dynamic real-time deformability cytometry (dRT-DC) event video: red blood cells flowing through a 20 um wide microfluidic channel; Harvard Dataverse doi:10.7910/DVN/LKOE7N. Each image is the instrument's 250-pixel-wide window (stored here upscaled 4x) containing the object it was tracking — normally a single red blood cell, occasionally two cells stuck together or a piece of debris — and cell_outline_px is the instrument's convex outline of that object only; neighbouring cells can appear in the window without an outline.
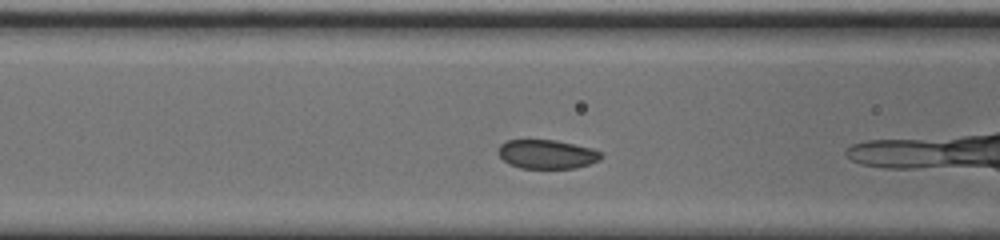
{"species": "common noctule bat (a hibernating species)", "species_latin": "Nyctalus noctula", "temperature_condition": "cold", "stored_images_in_passage": 30, "camera_frame_rate_fps": 3000, "um_per_image_px": 0.085, "animal": {"sex": "male", "body_mass_g": 20.0, "forearm_length_mm": 53.3}, "frame": {"image": 1, "passage_image": 6, "time_ms": 1.667, "image_size_px": [1000, 240], "cell_outline_px": [[604, 156], [600, 160], [576, 168], [520, 168], [508, 164], [496, 152], [500, 144], [508, 140], [556, 140], [592, 148], [604, 152]], "centroid_in_image_um": [46.51, 13.11], "position_along_channel_um": 120.1, "area_um2": 17.57}}
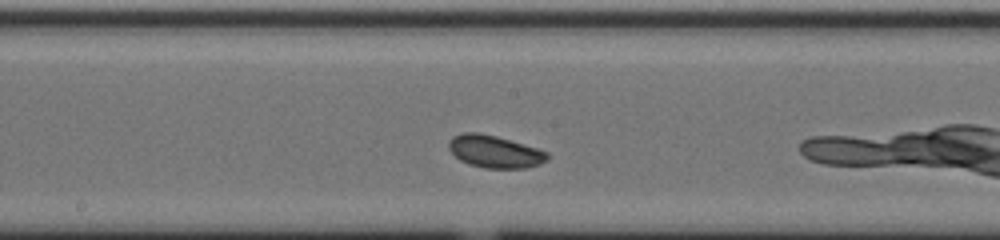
{"frame": {"image": 2, "passage_image": 13, "time_ms": 4.0, "image_size_px": [1000, 240], "cell_outline_px": [[548, 160], [540, 164], [524, 168], [484, 168], [468, 164], [460, 160], [448, 148], [448, 140], [452, 136], [464, 132], [480, 132], [496, 136], [536, 148], [548, 152]], "centroid_in_image_um": [42.02, 12.88], "position_along_channel_um": 206.2, "area_um2": 18.61}}
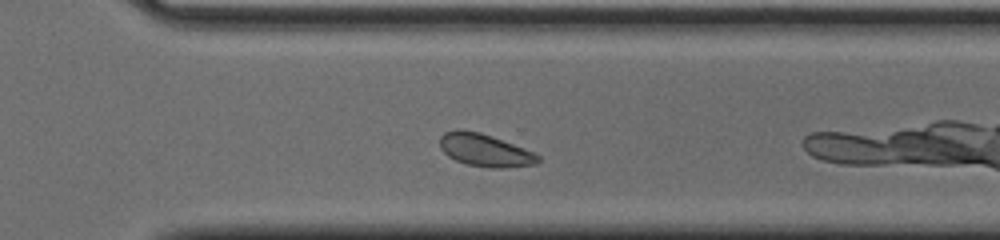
{"frame": {"image": 3, "passage_image": 23, "time_ms": 7.333, "image_size_px": [1000, 240], "cell_outline_px": [[540, 160], [536, 164], [508, 168], [492, 168], [468, 164], [456, 160], [448, 156], [440, 148], [440, 136], [444, 132], [456, 128], [460, 128], [480, 132], [492, 136], [532, 152], [540, 156]], "centroid_in_image_um": [41.18, 12.75], "position_along_channel_um": 329.4, "area_um2": 18.67}, "authors_computed_cell_mechanics": {"area_um2": 18.2937, "velocity_mm_per_s": 3.6887, "shape_relaxation_time_tau1_ms": 0.9963, "shape_relaxation_time_tau2_ms": null, "deformation_change_tau1": 0.0345, "deformation_change_tau2": null}}